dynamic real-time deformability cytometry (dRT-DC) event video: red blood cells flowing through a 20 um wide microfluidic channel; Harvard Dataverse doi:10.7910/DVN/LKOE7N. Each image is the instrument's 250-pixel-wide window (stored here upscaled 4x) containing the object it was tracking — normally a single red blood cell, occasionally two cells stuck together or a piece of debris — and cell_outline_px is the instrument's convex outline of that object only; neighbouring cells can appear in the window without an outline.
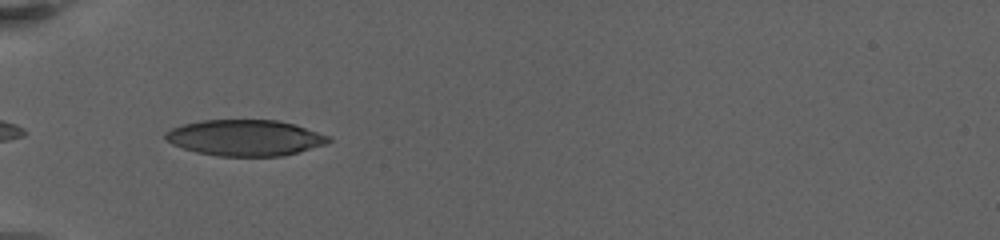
{"species": "human", "species_latin": "Homo sapiens", "temperature_condition": "warm", "stored_images_in_passage": 4, "camera_frame_rate_fps": 3000, "um_per_image_px": 0.085, "donor": {"sex": "female"}, "frame": {"image": 1, "passage_image": 1, "time_ms": 0.0, "image_size_px": [1000, 240], "cell_outline_px": [[332, 140], [324, 144], [296, 152], [280, 156], [216, 156], [196, 152], [172, 144], [164, 136], [164, 132], [172, 128], [184, 124], [200, 120], [276, 120], [296, 124], [332, 136]], "centroid_in_image_um": [20.84, 11.7], "position_along_channel_um": 64.2, "area_um2": 34.22}}
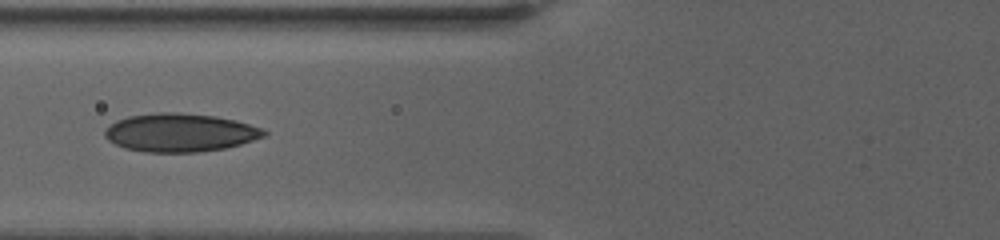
{"frame": {"image": 2, "passage_image": 3, "time_ms": 1.667, "image_size_px": [1000, 240], "cell_outline_px": [[268, 132], [264, 136], [240, 144], [224, 148], [196, 152], [144, 152], [124, 148], [108, 140], [104, 136], [104, 132], [116, 120], [128, 116], [160, 112], [176, 112], [216, 116], [236, 120], [260, 128]], "centroid_in_image_um": [15.28, 11.27], "position_along_channel_um": 110.5, "area_um2": 35.32}}